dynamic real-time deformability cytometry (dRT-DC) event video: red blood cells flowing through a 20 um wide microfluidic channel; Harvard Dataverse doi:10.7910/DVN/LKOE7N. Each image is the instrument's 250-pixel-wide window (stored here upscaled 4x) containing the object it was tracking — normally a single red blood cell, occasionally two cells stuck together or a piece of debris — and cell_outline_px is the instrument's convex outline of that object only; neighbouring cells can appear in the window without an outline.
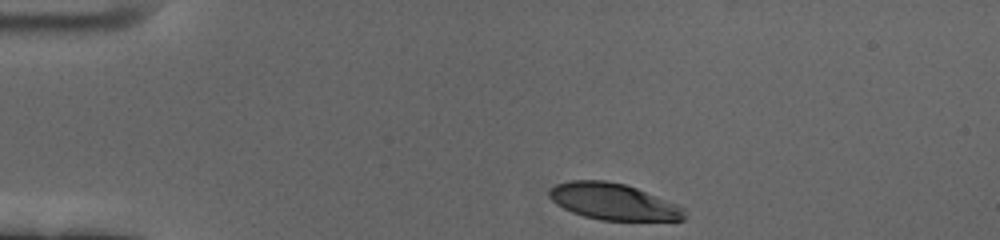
{"species": "human", "species_latin": "Homo sapiens", "temperature_condition": "cold", "stored_images_in_passage": 39, "camera_frame_rate_fps": 3000, "um_per_image_px": 0.085, "donor": {"sex": "female"}, "frame": {"image": 1, "passage_image": 1, "time_ms": 0.0, "image_size_px": [1000, 240], "cell_outline_px": [[684, 220], [600, 220], [584, 216], [572, 212], [556, 204], [548, 196], [548, 188], [556, 184], [572, 180], [604, 180], [624, 184], [636, 188], [684, 208]], "centroid_in_image_um": [52.06, 17.13], "position_along_channel_um": 32.9, "area_um2": 28.38}}
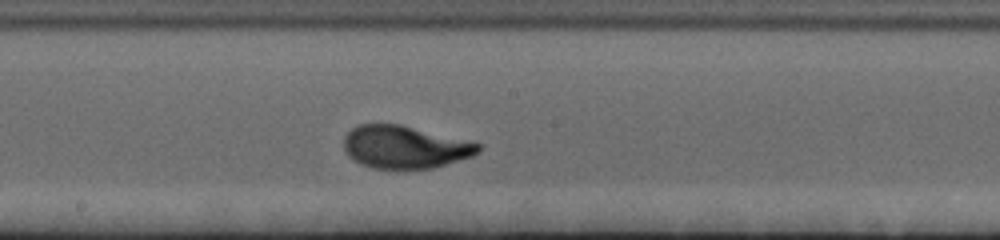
{"frame": {"image": 2, "passage_image": 22, "time_ms": 7.0, "image_size_px": [1000, 240], "cell_outline_px": [[480, 148], [472, 156], [432, 168], [372, 168], [360, 164], [352, 160], [348, 156], [344, 148], [344, 136], [356, 124], [400, 124], [480, 144]], "centroid_in_image_um": [34.33, 12.49], "position_along_channel_um": 213.9, "area_um2": 33.0}}
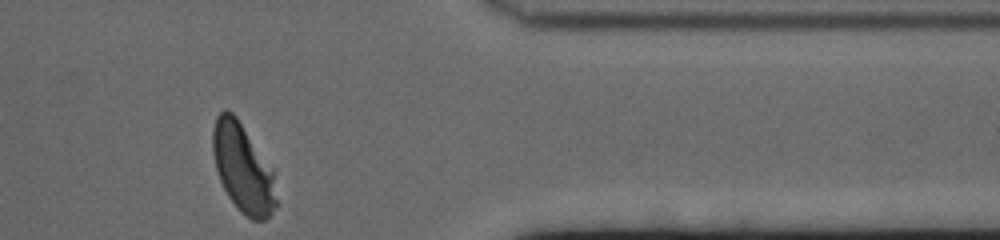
{"frame": {"image": 3, "passage_image": 39, "time_ms": 12.667, "image_size_px": [1000, 240], "cell_outline_px": [[280, 204], [264, 220], [252, 220], [244, 216], [240, 212], [228, 196], [220, 180], [216, 168], [212, 152], [212, 128], [216, 116], [224, 108], [232, 112], [236, 116], [272, 172]], "centroid_in_image_um": [20.63, 14.33], "position_along_channel_um": 390.8, "area_um2": 32.6}, "authors_computed_cell_mechanics": {"area_um2": 32.7148, "velocity_mm_per_s": 3.4176, "shape_relaxation_time_tau1_ms": 2.8261, "shape_relaxation_time_tau2_ms": null, "deformation_change_tau1": 0.1708, "deformation_change_tau2": null}}